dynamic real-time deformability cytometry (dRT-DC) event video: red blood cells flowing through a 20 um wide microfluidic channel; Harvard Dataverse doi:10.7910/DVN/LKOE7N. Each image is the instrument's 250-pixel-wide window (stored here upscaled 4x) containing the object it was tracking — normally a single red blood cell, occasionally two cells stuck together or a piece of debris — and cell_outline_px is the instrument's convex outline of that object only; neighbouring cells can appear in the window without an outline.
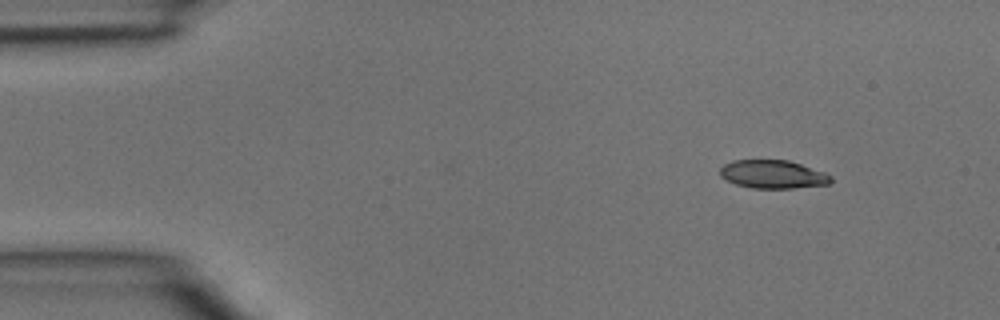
{"species": "common noctule bat (a hibernating species)", "species_latin": "Nyctalus noctula", "temperature_condition": "room temperature", "stored_images_in_passage": 3, "camera_frame_rate_fps": 3000, "um_per_image_px": 0.085, "animal": {"sex": "male", "body_mass_g": 15.6}, "frame": {"image": 1, "passage_image": 1, "time_ms": 0.0, "image_size_px": [1000, 320], "cell_outline_px": [[832, 180], [828, 184], [792, 188], [752, 188], [736, 184], [720, 176], [720, 168], [724, 164], [732, 160], [788, 160], [824, 172], [832, 176]], "centroid_in_image_um": [65.68, 14.81], "position_along_channel_um": 19.3, "area_um2": 18.15}}